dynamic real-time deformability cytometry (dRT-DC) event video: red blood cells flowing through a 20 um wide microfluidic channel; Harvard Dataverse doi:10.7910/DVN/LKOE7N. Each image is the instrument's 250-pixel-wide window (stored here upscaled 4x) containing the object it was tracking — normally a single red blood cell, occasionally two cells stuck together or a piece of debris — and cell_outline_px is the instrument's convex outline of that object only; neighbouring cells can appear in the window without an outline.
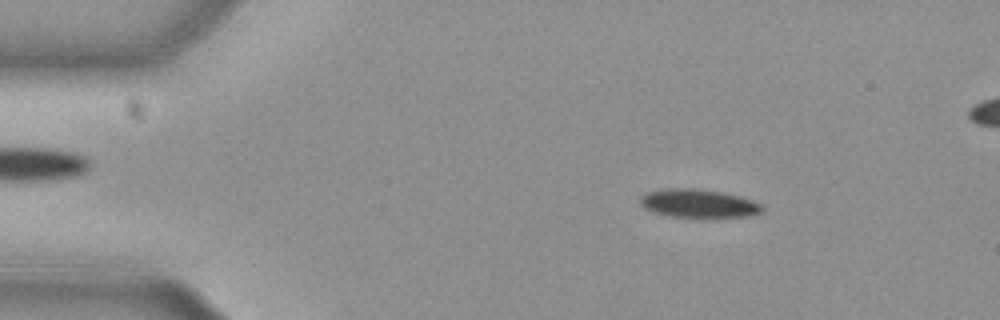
{"species": "common noctule bat (a hibernating species)", "species_latin": "Nyctalus noctula", "temperature_condition": "cold", "stored_images_in_passage": 53, "camera_frame_rate_fps": 3000, "um_per_image_px": 0.085, "animal": {"sex": "female", "body_mass_g": 29.2, "forearm_length_mm": 56.3}, "frame": {"image": 1, "passage_image": 8, "time_ms": 2.333, "image_size_px": [1000, 320], "cell_outline_px": [[764, 208], [760, 212], [748, 216], [700, 220], [668, 216], [652, 212], [644, 208], [640, 204], [640, 196], [648, 192], [660, 188], [692, 188], [724, 192], [740, 196], [752, 200], [760, 204]], "centroid_in_image_um": [59.35, 17.33], "position_along_channel_um": 25.7, "area_um2": 21.15}}
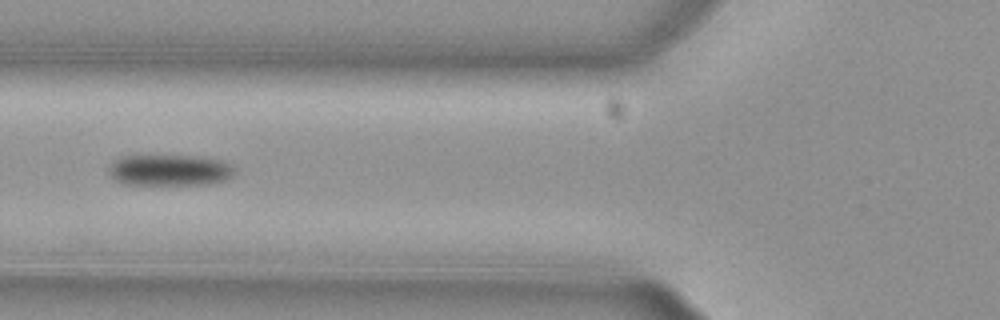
{"frame": {"image": 2, "passage_image": 20, "time_ms": 6.333, "image_size_px": [1000, 320], "cell_outline_px": [[236, 172], [232, 176], [224, 180], [212, 184], [120, 184], [108, 172], [108, 168], [112, 160], [120, 156], [200, 156], [220, 160], [232, 164], [236, 168]], "centroid_in_image_um": [14.43, 14.46], "position_along_channel_um": 111.4, "area_um2": 23.12}}
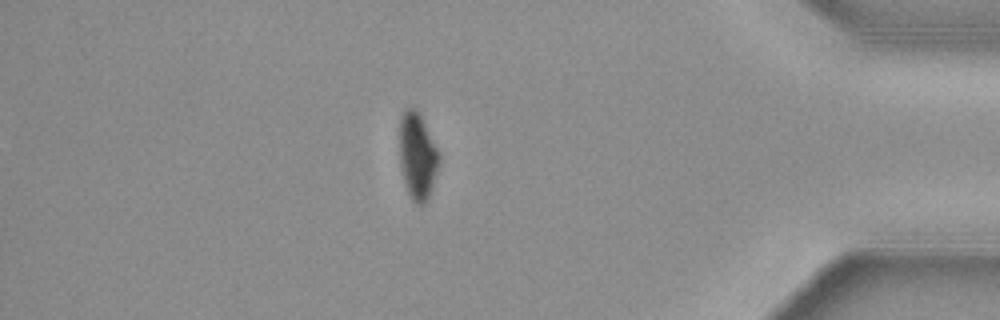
{"frame": {"image": 3, "passage_image": 46, "time_ms": 15.0, "image_size_px": [1000, 320], "cell_outline_px": [[440, 164], [428, 200], [424, 204], [416, 204], [412, 200], [408, 192], [404, 180], [400, 164], [400, 116], [404, 108], [416, 108], [440, 152]], "centroid_in_image_um": [35.5, 13.27], "position_along_channel_um": 399.7, "area_um2": 20.11}, "authors_computed_cell_mechanics": {"area_um2": 21.8484, "velocity_mm_per_s": 3.808, "shape_relaxation_time_tau1_ms": 3.9033, "shape_relaxation_time_tau2_ms": null, "deformation_change_tau1": 0.1297, "deformation_change_tau2": null}}